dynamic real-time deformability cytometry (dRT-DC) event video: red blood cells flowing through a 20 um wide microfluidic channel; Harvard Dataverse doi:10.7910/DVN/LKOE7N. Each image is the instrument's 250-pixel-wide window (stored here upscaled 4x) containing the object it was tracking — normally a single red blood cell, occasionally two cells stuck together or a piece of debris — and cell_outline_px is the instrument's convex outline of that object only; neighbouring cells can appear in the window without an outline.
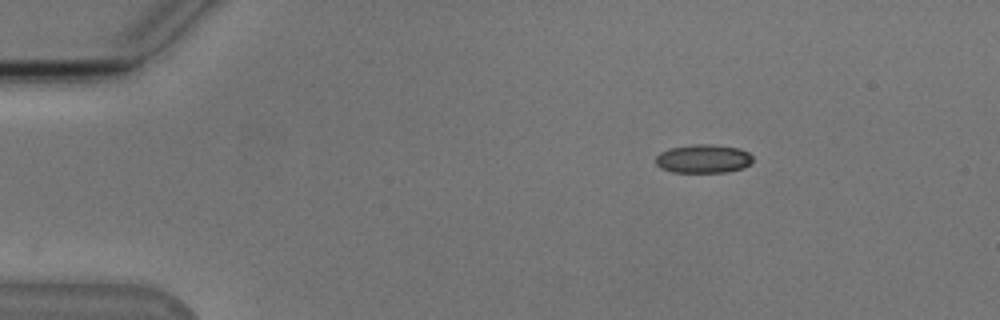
{"species": "Egyptian fruit bat (a non-hibernating species)", "species_latin": "Rousettus aegyptiacus", "temperature_condition": "cold", "stored_images_in_passage": 32, "camera_frame_rate_fps": 3000, "um_per_image_px": 0.085, "animal": {"sex": "male"}, "frame": {"image": 1, "passage_image": 1, "time_ms": 0.0, "image_size_px": [1000, 320], "cell_outline_px": [[752, 160], [744, 168], [724, 172], [672, 172], [660, 168], [656, 164], [656, 156], [660, 152], [668, 148], [696, 144], [708, 144], [740, 148], [748, 152], [752, 156]], "centroid_in_image_um": [59.75, 13.49], "position_along_channel_um": 25.2, "area_um2": 16.18}}
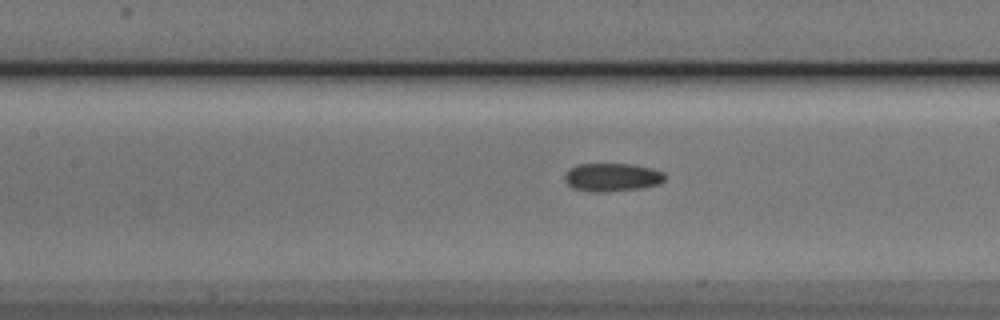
{"frame": {"image": 2, "passage_image": 17, "time_ms": 5.333, "image_size_px": [1000, 320], "cell_outline_px": [[664, 180], [660, 184], [644, 188], [600, 192], [592, 192], [572, 188], [564, 180], [564, 176], [576, 164], [632, 164], [664, 172]], "centroid_in_image_um": [52.03, 15.07], "position_along_channel_um": 155.4, "area_um2": 16.42}}
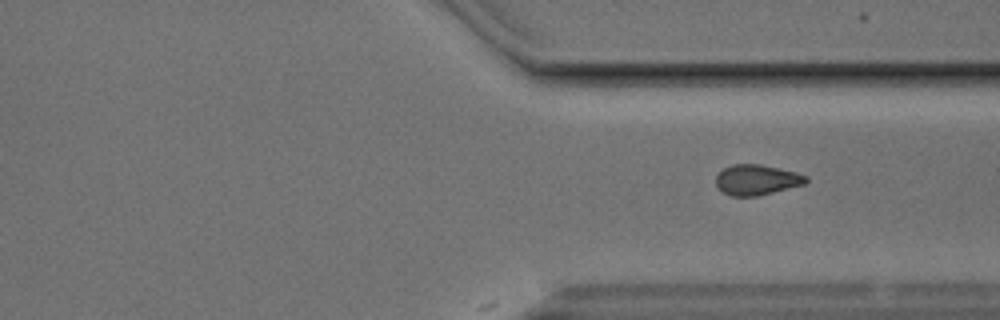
{"frame": {"image": 3, "passage_image": 32, "time_ms": 10.333, "image_size_px": [1000, 320], "cell_outline_px": [[808, 180], [804, 184], [756, 196], [732, 196], [724, 192], [716, 184], [716, 176], [724, 168], [732, 164], [760, 164], [796, 172], [808, 176]], "centroid_in_image_um": [64.33, 15.27], "position_along_channel_um": 347.1, "area_um2": 15.72}}